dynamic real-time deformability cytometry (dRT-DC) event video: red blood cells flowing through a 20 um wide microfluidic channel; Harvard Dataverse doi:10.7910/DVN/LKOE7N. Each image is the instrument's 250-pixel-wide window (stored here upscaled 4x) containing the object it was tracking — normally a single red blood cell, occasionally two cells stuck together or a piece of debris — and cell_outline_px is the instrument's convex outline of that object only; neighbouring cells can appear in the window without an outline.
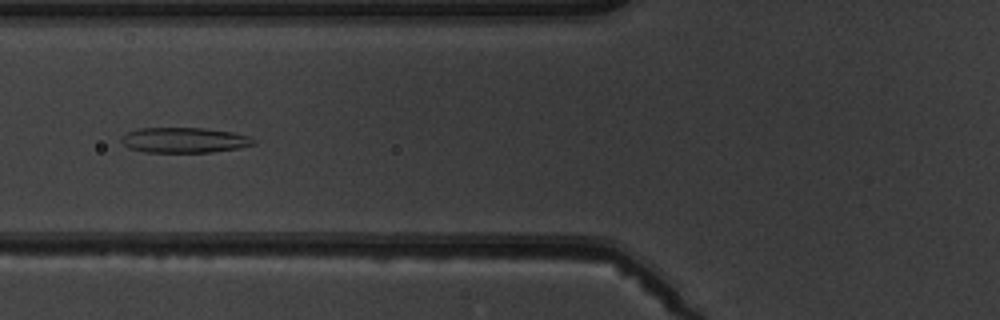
{"species": "common noctule bat (a hibernating species)", "species_latin": "Nyctalus noctula", "temperature_condition": "warm", "stored_images_in_passage": 6, "camera_frame_rate_fps": 3000, "um_per_image_px": 0.085, "animal": {"sex": "male", "body_mass_g": 19.5, "forearm_length_mm": 54.6}, "frame": {"image": 1, "passage_image": 3, "time_ms": 2.333, "image_size_px": [1000, 320], "cell_outline_px": [[256, 144], [240, 148], [212, 152], [144, 152], [128, 148], [120, 140], [120, 136], [128, 132], [140, 128], [204, 128], [232, 132], [248, 136], [256, 140]], "centroid_in_image_um": [15.66, 11.91], "position_along_channel_um": 110.1, "area_um2": 19.59}}
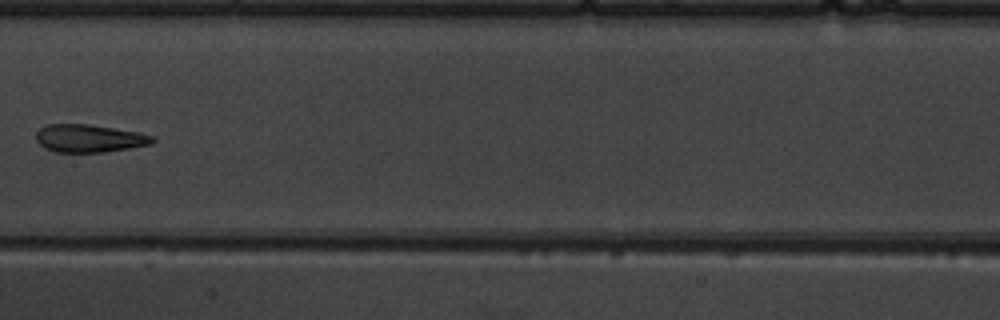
{"frame": {"image": 2, "passage_image": 5, "time_ms": 4.667, "image_size_px": [1000, 320], "cell_outline_px": [[156, 140], [152, 144], [104, 152], [56, 152], [44, 148], [36, 140], [36, 132], [40, 128], [48, 124], [88, 124], [140, 132], [152, 136]], "centroid_in_image_um": [7.58, 11.76], "position_along_channel_um": 199.8, "area_um2": 18.9}}
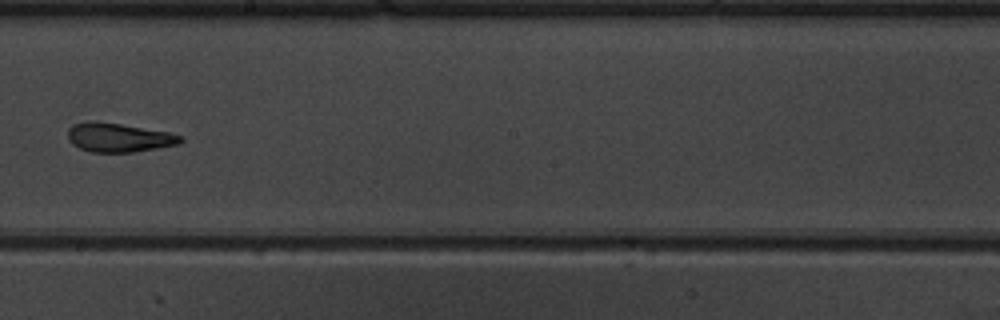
{"frame": {"image": 3, "passage_image": 6, "time_ms": 5.667, "image_size_px": [1000, 320], "cell_outline_px": [[184, 140], [180, 144], [132, 152], [88, 152], [72, 144], [68, 140], [68, 128], [72, 124], [88, 120], [96, 120], [168, 132], [184, 136]], "centroid_in_image_um": [10.06, 11.68], "position_along_channel_um": 238.1, "area_um2": 19.25}}